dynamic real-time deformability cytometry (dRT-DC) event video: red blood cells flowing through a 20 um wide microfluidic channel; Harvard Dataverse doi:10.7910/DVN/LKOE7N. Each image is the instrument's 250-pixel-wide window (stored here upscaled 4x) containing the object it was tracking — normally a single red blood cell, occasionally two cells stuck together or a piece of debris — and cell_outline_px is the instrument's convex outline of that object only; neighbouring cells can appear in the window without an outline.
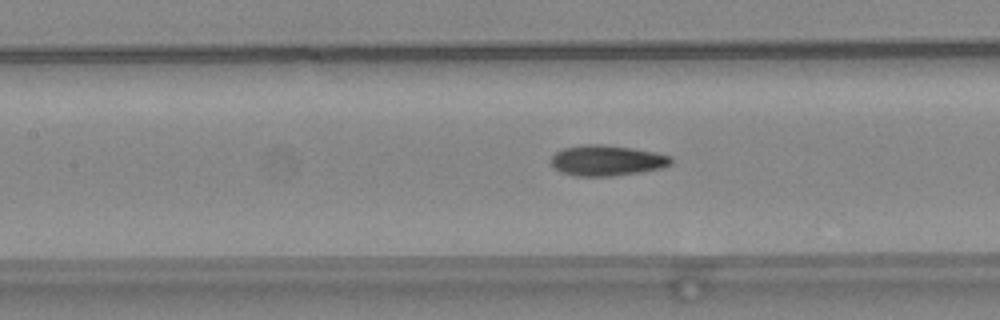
{"species": "common noctule bat (a hibernating species)", "species_latin": "Nyctalus noctula", "temperature_condition": "warm", "stored_images_in_passage": 29, "camera_frame_rate_fps": 3000, "um_per_image_px": 0.085, "animal": {"sex": "female", "body_mass_g": 24.6, "forearm_length_mm": 56.2}, "frame": {"image": 1, "passage_image": 5, "time_ms": 1.333, "image_size_px": [1000, 320], "cell_outline_px": [[672, 164], [660, 168], [640, 172], [612, 176], [576, 176], [560, 172], [552, 168], [552, 156], [556, 152], [564, 148], [584, 144], [600, 144], [632, 148], [656, 152], [672, 156]], "centroid_in_image_um": [51.58, 13.64], "position_along_channel_um": 155.8, "area_um2": 21.44}}
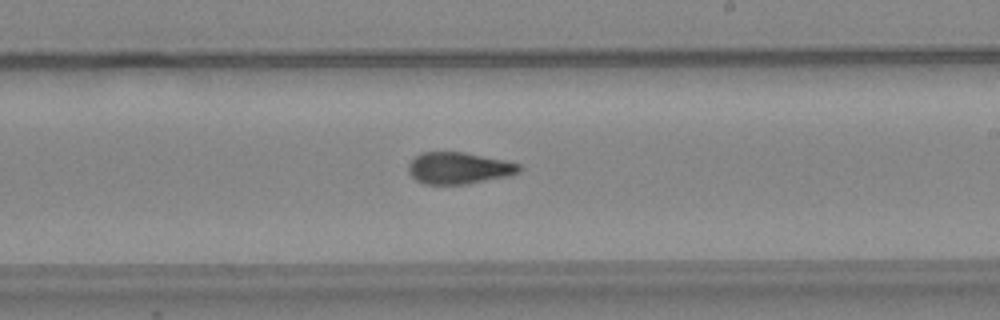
{"frame": {"image": 2, "passage_image": 12, "time_ms": 3.667, "image_size_px": [1000, 320], "cell_outline_px": [[520, 172], [504, 176], [464, 184], [424, 184], [416, 180], [408, 172], [408, 164], [420, 152], [464, 152], [504, 160], [520, 164]], "centroid_in_image_um": [38.95, 14.28], "position_along_channel_um": 250.1, "area_um2": 20.17}}
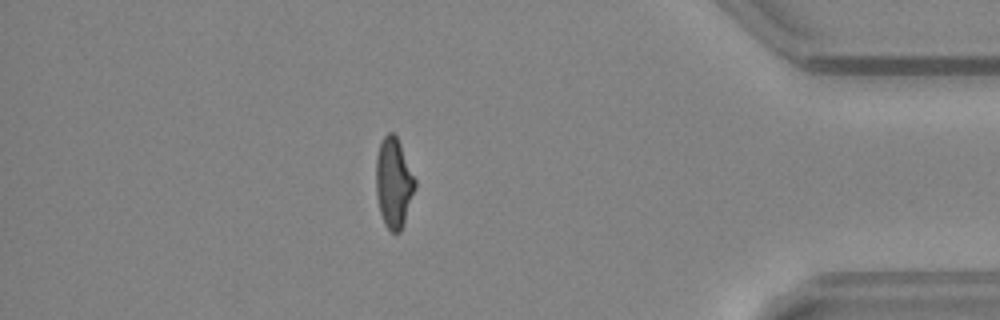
{"frame": {"image": 3, "passage_image": 26, "time_ms": 8.333, "image_size_px": [1000, 320], "cell_outline_px": [[416, 188], [404, 224], [400, 232], [392, 232], [384, 224], [380, 212], [376, 196], [376, 156], [380, 144], [384, 136], [388, 132], [392, 132], [396, 136], [400, 144], [416, 180]], "centroid_in_image_um": [33.47, 15.56], "position_along_channel_um": 401.7, "area_um2": 20.52}, "authors_computed_cell_mechanics": {"area_um2": 20.9814, "velocity_mm_per_s": 4.0427, "shape_relaxation_time_tau1_ms": 9.0613, "shape_relaxation_time_tau2_ms": 1.8178, "deformation_change_tau1": 0.2359, "deformation_change_tau2": 0.0602}}